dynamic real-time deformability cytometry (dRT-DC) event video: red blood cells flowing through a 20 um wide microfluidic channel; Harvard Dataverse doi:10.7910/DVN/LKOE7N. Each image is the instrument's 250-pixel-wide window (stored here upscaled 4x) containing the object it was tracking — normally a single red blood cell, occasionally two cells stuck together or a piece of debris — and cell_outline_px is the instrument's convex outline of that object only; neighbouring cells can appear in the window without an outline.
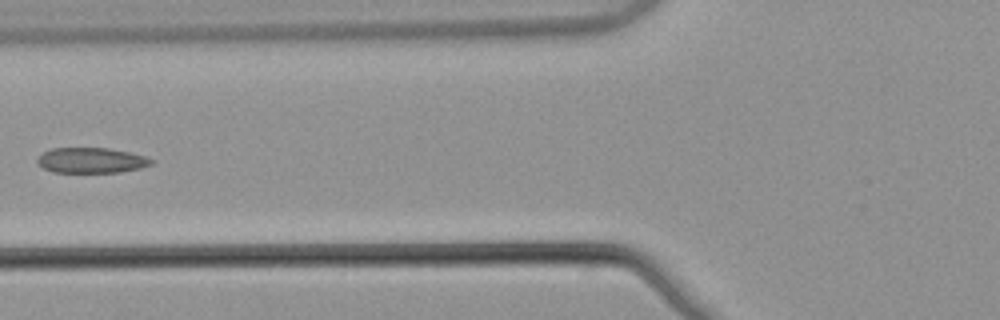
{"species": "common noctule bat (a hibernating species)", "species_latin": "Nyctalus noctula", "temperature_condition": "warm", "stored_images_in_passage": 5, "camera_frame_rate_fps": 3000, "um_per_image_px": 0.085, "animal": {"sex": "male", "body_mass_g": 21.5, "forearm_length_mm": 52.0}, "frame": {"image": 1, "passage_image": 5, "time_ms": 1.333, "image_size_px": [1000, 320], "cell_outline_px": [[156, 160], [152, 164], [140, 168], [120, 172], [52, 172], [36, 164], [36, 160], [44, 152], [52, 148], [108, 148], [128, 152], [144, 156]], "centroid_in_image_um": [7.76, 13.63], "position_along_channel_um": 118.0, "area_um2": 16.82}}